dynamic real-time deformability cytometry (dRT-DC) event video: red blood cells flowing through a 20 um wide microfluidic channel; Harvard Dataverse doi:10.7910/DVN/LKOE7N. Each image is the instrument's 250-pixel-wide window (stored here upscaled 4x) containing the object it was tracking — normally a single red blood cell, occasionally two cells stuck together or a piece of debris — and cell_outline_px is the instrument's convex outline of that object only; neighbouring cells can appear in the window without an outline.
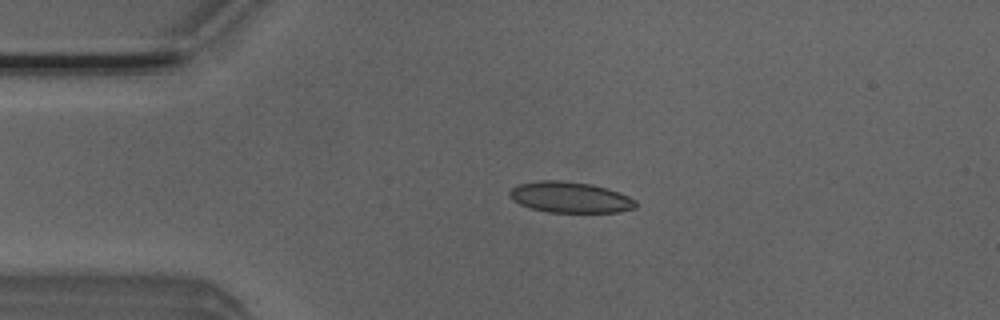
{"species": "Egyptian fruit bat (a non-hibernating species)", "species_latin": "Rousettus aegyptiacus", "temperature_condition": "room temperature", "stored_images_in_passage": 3, "camera_frame_rate_fps": 3000, "um_per_image_px": 0.085, "animal": {"sex": "male"}, "frame": {"image": 1, "passage_image": 2, "time_ms": 0.333, "image_size_px": [1000, 320], "cell_outline_px": [[636, 208], [620, 212], [548, 212], [532, 208], [520, 204], [512, 200], [508, 196], [508, 192], [512, 188], [520, 184], [540, 180], [560, 180], [592, 184], [608, 188], [620, 192], [636, 200]], "centroid_in_image_um": [48.48, 16.76], "position_along_channel_um": 36.5, "area_um2": 22.83}}